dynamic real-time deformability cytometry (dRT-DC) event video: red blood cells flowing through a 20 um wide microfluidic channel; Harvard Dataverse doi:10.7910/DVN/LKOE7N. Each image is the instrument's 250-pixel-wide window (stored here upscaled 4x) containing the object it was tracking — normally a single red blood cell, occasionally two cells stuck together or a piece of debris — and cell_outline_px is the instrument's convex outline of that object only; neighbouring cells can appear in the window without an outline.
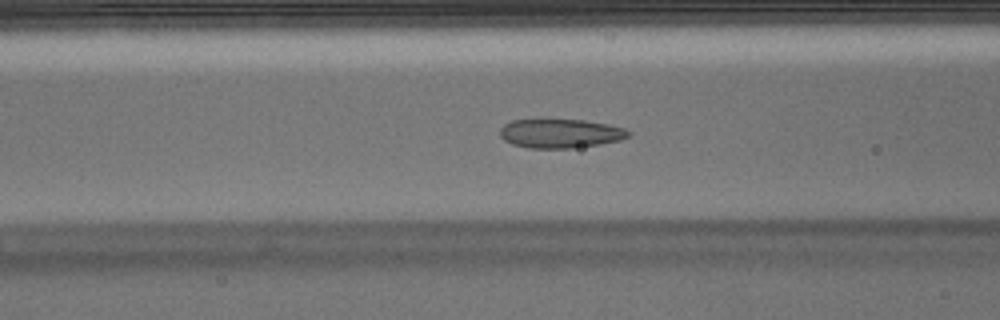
{"species": "Egyptian fruit bat (a non-hibernating species)", "species_latin": "Rousettus aegyptiacus", "temperature_condition": "warm", "stored_images_in_passage": 37, "camera_frame_rate_fps": 3000, "um_per_image_px": 0.085, "animal": {"sex": "male"}, "frame": {"image": 1, "passage_image": 5, "time_ms": 1.333, "image_size_px": [1000, 320], "cell_outline_px": [[632, 132], [628, 136], [620, 140], [600, 144], [572, 148], [528, 148], [512, 144], [504, 140], [500, 136], [500, 128], [504, 124], [512, 120], [536, 116], [544, 116], [584, 120], [608, 124], [624, 128]], "centroid_in_image_um": [47.56, 11.28], "position_along_channel_um": 119.0, "area_um2": 22.83}}
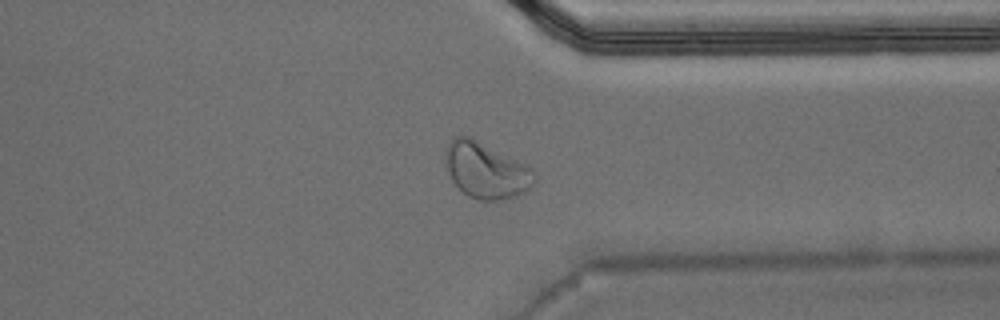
{"frame": {"image": 2, "passage_image": 25, "time_ms": 8.0, "image_size_px": [1000, 320], "cell_outline_px": [[536, 180], [524, 192], [516, 196], [500, 200], [480, 200], [468, 196], [452, 180], [448, 172], [444, 156], [448, 144], [456, 136], [472, 136], [532, 168], [536, 172]], "centroid_in_image_um": [41.32, 14.47], "position_along_channel_um": 370.1, "area_um2": 28.9}}
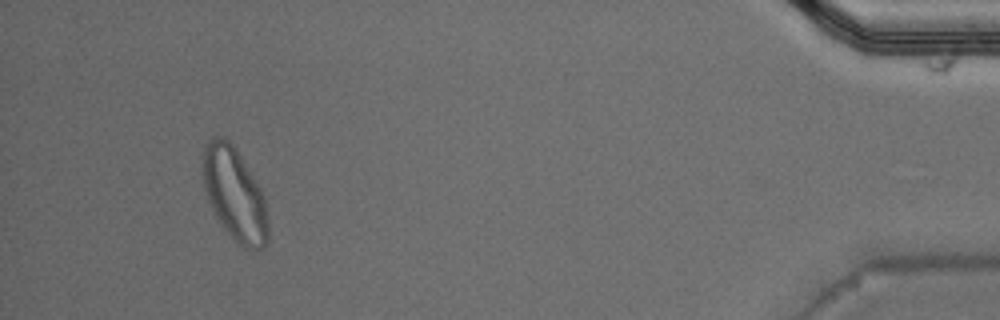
{"frame": {"image": 3, "passage_image": 34, "time_ms": 11.0, "image_size_px": [1000, 320], "cell_outline_px": [[268, 244], [264, 248], [244, 248], [236, 244], [224, 228], [216, 216], [208, 200], [200, 176], [200, 168], [204, 144], [212, 136], [220, 136], [228, 140], [232, 144], [260, 188], [264, 196], [268, 220]], "centroid_in_image_um": [19.89, 16.5], "position_along_channel_um": 415.3, "area_um2": 35.66}, "authors_computed_cell_mechanics": {"area_um2": 22.831, "velocity_mm_per_s": 3.8044, "shape_relaxation_time_tau1_ms": null, "shape_relaxation_time_tau2_ms": 0.9884, "deformation_change_tau1": null, "deformation_change_tau2": 0.0601}}